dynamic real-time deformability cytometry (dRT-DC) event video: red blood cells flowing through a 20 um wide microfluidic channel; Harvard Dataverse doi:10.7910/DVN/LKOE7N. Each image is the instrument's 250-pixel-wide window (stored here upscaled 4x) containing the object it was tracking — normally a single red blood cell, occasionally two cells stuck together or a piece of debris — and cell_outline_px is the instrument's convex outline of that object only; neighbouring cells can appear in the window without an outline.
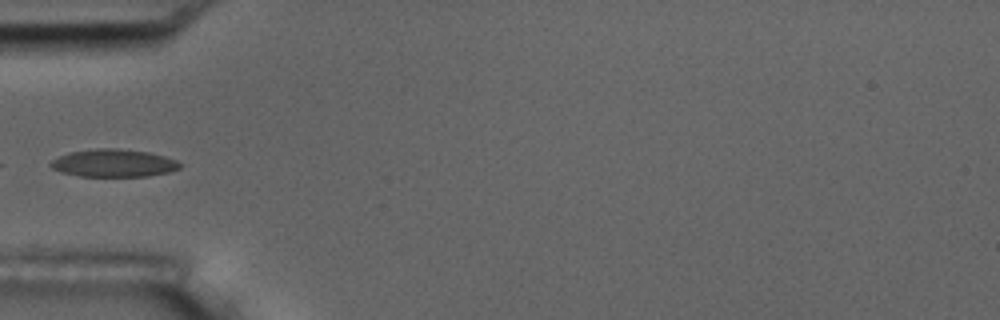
{"species": "common noctule bat (a hibernating species)", "species_latin": "Nyctalus noctula", "temperature_condition": "room temperature", "stored_images_in_passage": 6, "camera_frame_rate_fps": 3000, "um_per_image_px": 0.085, "animal": {"sex": "male", "body_mass_g": 17.5, "forearm_length_mm": 52.3}, "frame": {"image": 1, "passage_image": 4, "time_ms": 3.333, "image_size_px": [1000, 320], "cell_outline_px": [[184, 164], [180, 168], [168, 172], [148, 176], [80, 176], [60, 172], [52, 168], [48, 164], [52, 160], [68, 152], [96, 148], [116, 148], [148, 152], [164, 156], [176, 160]], "centroid_in_image_um": [9.66, 13.86], "position_along_channel_um": 75.3, "area_um2": 20.92}}